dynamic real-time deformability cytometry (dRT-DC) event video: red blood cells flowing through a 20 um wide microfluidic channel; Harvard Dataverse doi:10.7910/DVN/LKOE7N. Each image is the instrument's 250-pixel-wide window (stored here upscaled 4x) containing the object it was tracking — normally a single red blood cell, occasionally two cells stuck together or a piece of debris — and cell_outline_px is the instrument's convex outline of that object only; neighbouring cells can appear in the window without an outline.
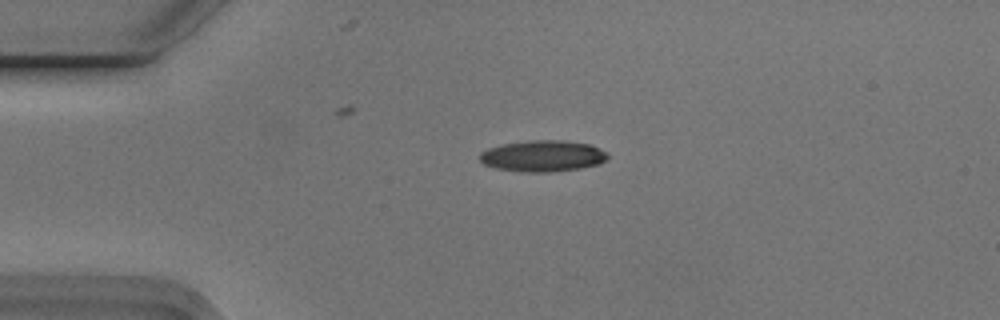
{"species": "Egyptian fruit bat (a non-hibernating species)", "species_latin": "Rousettus aegyptiacus", "temperature_condition": "cold", "stored_images_in_passage": 5, "camera_frame_rate_fps": 3000, "um_per_image_px": 0.085, "animal": {"sex": "male"}, "frame": {"image": 1, "passage_image": 3, "time_ms": 0.667, "image_size_px": [1000, 320], "cell_outline_px": [[608, 160], [600, 164], [580, 168], [552, 172], [520, 172], [496, 168], [484, 164], [480, 160], [480, 152], [488, 148], [500, 144], [528, 140], [564, 140], [588, 144], [608, 152]], "centroid_in_image_um": [46.14, 13.26], "position_along_channel_um": 38.9, "area_um2": 23.58}}